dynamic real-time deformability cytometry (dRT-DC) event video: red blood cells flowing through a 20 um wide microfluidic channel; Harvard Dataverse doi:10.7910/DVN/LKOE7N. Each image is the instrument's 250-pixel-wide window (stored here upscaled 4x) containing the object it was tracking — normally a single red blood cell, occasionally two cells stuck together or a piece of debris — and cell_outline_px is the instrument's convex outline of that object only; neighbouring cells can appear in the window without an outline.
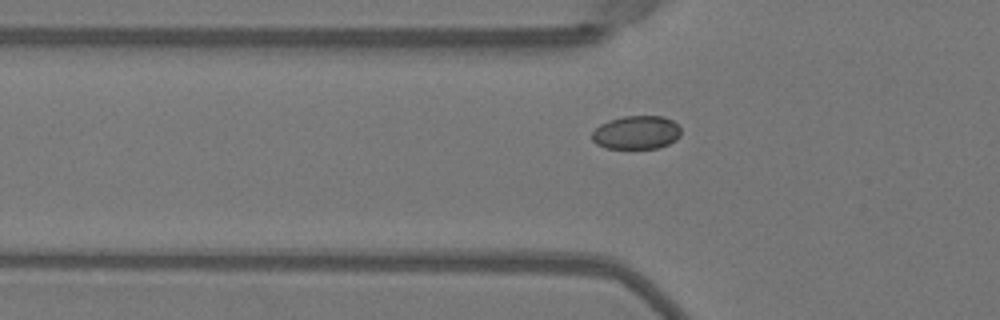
{"species": "Egyptian fruit bat (a non-hibernating species)", "species_latin": "Rousettus aegyptiacus", "temperature_condition": "warm", "stored_images_in_passage": 39, "camera_frame_rate_fps": 3000, "um_per_image_px": 0.085, "animal": {"sex": "female"}, "frame": {"image": 1, "passage_image": 7, "time_ms": 2.0, "image_size_px": [1000, 320], "cell_outline_px": [[680, 136], [676, 140], [668, 144], [656, 148], [604, 148], [596, 144], [592, 140], [592, 132], [600, 124], [608, 120], [624, 116], [664, 116], [672, 120], [680, 128]], "centroid_in_image_um": [54.08, 11.26], "position_along_channel_um": 71.7, "area_um2": 17.4}}
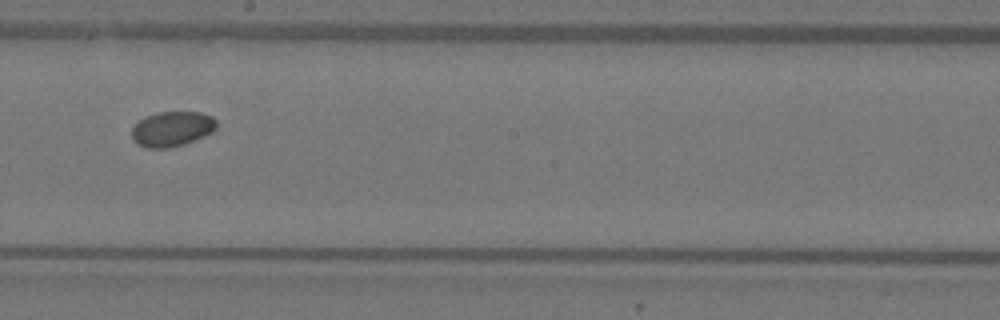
{"frame": {"image": 2, "passage_image": 19, "time_ms": 6.0, "image_size_px": [1000, 320], "cell_outline_px": [[216, 128], [212, 132], [184, 144], [168, 148], [144, 148], [136, 144], [132, 136], [132, 128], [144, 116], [156, 112], [200, 112], [212, 116], [216, 120]], "centroid_in_image_um": [14.6, 10.95], "position_along_channel_um": 233.6, "area_um2": 17.34}}
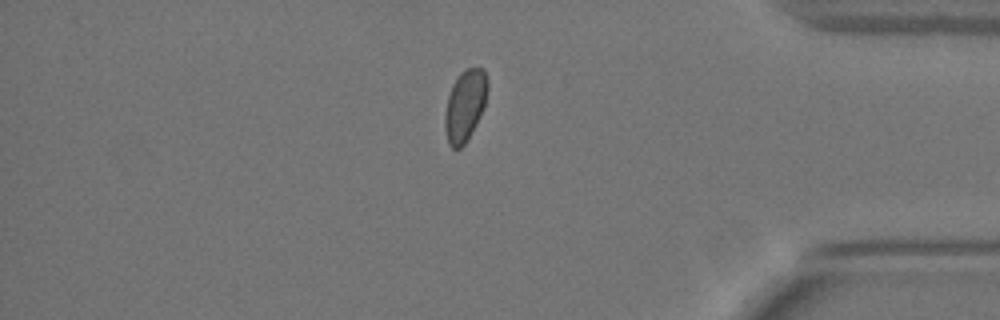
{"frame": {"image": 3, "passage_image": 33, "time_ms": 10.667, "image_size_px": [1000, 320], "cell_outline_px": [[488, 88], [484, 104], [480, 116], [476, 124], [464, 144], [460, 148], [452, 148], [448, 144], [444, 128], [444, 116], [448, 96], [452, 84], [460, 72], [468, 68], [484, 68], [488, 80]], "centroid_in_image_um": [39.51, 8.95], "position_along_channel_um": 395.7, "area_um2": 17.74}}